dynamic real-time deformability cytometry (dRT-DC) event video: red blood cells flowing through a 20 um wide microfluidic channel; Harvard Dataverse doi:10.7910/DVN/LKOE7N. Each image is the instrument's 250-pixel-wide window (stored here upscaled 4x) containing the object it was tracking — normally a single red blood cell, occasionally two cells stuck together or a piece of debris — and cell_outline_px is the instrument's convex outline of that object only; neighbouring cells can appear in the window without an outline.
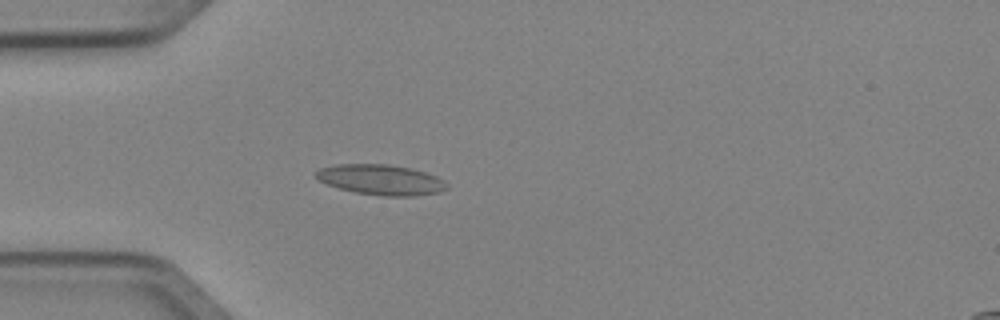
{"species": "Egyptian fruit bat (a non-hibernating species)", "species_latin": "Rousettus aegyptiacus", "temperature_condition": "cold", "stored_images_in_passage": 2, "camera_frame_rate_fps": 3000, "um_per_image_px": 0.085, "animal": {"sex": "female"}, "frame": {"image": 1, "passage_image": 2, "time_ms": 0.333, "image_size_px": [1000, 320], "cell_outline_px": [[448, 188], [440, 192], [416, 196], [384, 196], [356, 192], [340, 188], [328, 184], [320, 180], [316, 176], [316, 172], [320, 168], [336, 164], [388, 164], [412, 168], [436, 176], [444, 180], [448, 184]], "centroid_in_image_um": [32.43, 15.27], "position_along_channel_um": 52.6, "area_um2": 23.06}}